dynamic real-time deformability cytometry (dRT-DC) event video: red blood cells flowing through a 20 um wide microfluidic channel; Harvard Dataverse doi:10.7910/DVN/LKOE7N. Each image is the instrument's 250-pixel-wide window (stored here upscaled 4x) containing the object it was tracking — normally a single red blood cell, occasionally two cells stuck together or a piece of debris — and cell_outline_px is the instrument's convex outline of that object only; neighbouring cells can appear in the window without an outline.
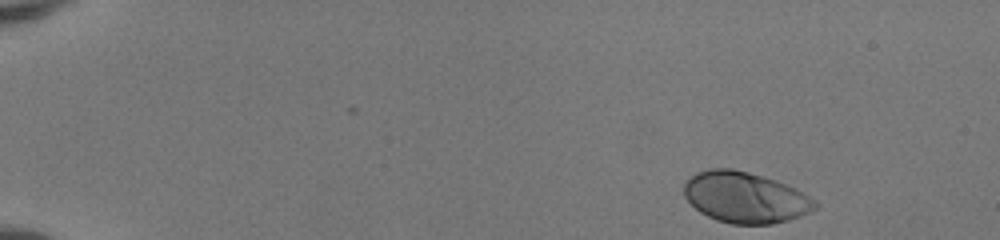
{"species": "human", "species_latin": "Homo sapiens", "temperature_condition": "room temperature", "stored_images_in_passage": 46, "camera_frame_rate_fps": 3000, "um_per_image_px": 0.085, "donor": {"sex": "female"}, "frame": {"image": 1, "passage_image": 1, "time_ms": 0.0, "image_size_px": [1000, 240], "cell_outline_px": [[820, 204], [816, 208], [800, 216], [788, 220], [772, 224], [732, 224], [716, 220], [700, 212], [684, 196], [684, 184], [696, 172], [708, 168], [732, 168], [764, 176], [776, 180], [796, 188], [816, 200]], "centroid_in_image_um": [63.36, 16.77], "position_along_channel_um": 21.6, "area_um2": 39.02}}
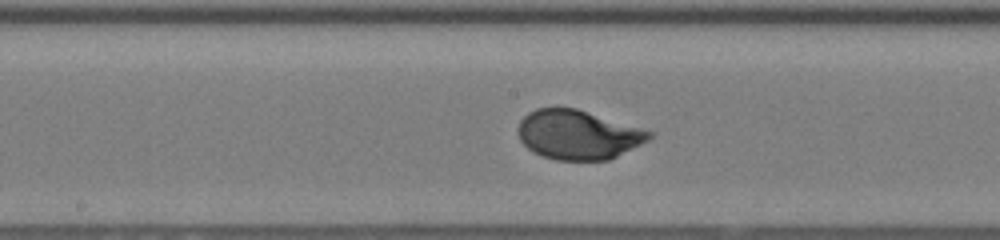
{"frame": {"image": 2, "passage_image": 24, "time_ms": 7.667, "image_size_px": [1000, 240], "cell_outline_px": [[652, 136], [648, 140], [608, 160], [556, 160], [540, 156], [532, 152], [520, 140], [516, 128], [520, 120], [528, 112], [536, 108], [576, 108], [652, 132]], "centroid_in_image_um": [49.05, 11.45], "position_along_channel_um": 199.1, "area_um2": 37.4}}
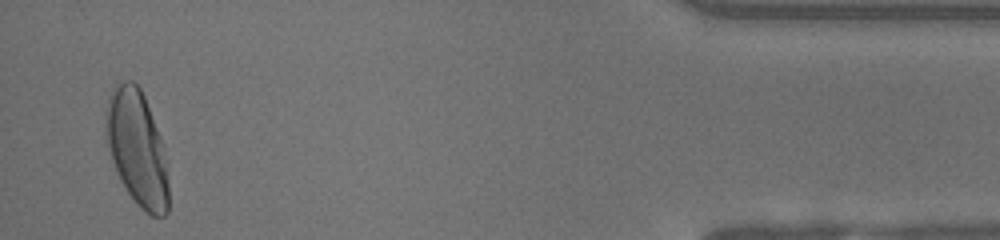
{"frame": {"image": 3, "passage_image": 45, "time_ms": 14.667, "image_size_px": [1000, 240], "cell_outline_px": [[168, 212], [164, 216], [152, 216], [144, 212], [140, 208], [128, 192], [112, 160], [108, 144], [104, 116], [112, 88], [120, 80], [132, 80], [140, 88], [144, 96], [160, 136], [168, 184]], "centroid_in_image_um": [11.64, 12.57], "position_along_channel_um": 423.6, "area_um2": 41.33}, "authors_computed_cell_mechanics": {"area_um2": 37.7434, "velocity_mm_per_s": 4.0844, "shape_relaxation_time_tau1_ms": 2.3728, "shape_relaxation_time_tau2_ms": null, "deformation_change_tau1": 0.1662, "deformation_change_tau2": null}}